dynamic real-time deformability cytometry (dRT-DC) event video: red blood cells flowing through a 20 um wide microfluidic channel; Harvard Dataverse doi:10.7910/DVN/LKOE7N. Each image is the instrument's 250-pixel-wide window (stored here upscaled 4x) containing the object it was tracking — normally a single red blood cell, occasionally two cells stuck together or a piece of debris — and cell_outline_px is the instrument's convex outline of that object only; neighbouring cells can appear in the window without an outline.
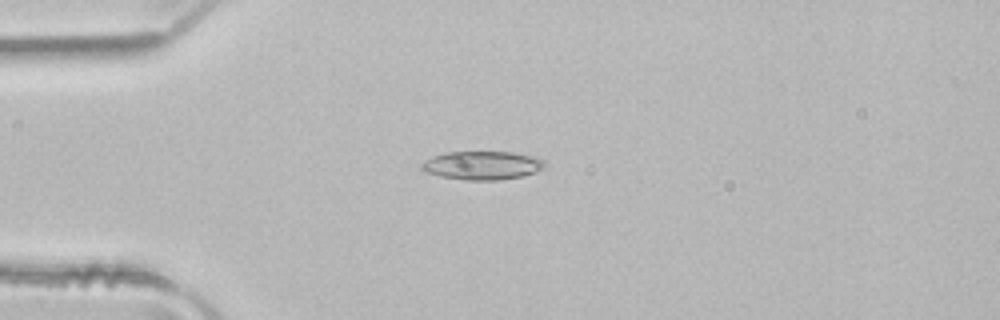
{"species": "common noctule bat (a hibernating species)", "species_latin": "Nyctalus noctula", "temperature_condition": "room temperature", "stored_images_in_passage": 3, "camera_frame_rate_fps": 3000, "um_per_image_px": 0.085, "animal": {"sex": "male", "body_mass_g": 21.5, "forearm_length_mm": 52.0}, "frame": {"image": 1, "passage_image": 3, "time_ms": 0.667, "image_size_px": [1000, 320], "cell_outline_px": [[544, 168], [536, 172], [524, 176], [500, 180], [464, 180], [440, 176], [428, 172], [420, 168], [420, 164], [424, 160], [432, 156], [448, 152], [512, 152], [532, 156], [544, 160]], "centroid_in_image_um": [40.99, 14.06], "position_along_channel_um": 44.0, "area_um2": 20.52}}